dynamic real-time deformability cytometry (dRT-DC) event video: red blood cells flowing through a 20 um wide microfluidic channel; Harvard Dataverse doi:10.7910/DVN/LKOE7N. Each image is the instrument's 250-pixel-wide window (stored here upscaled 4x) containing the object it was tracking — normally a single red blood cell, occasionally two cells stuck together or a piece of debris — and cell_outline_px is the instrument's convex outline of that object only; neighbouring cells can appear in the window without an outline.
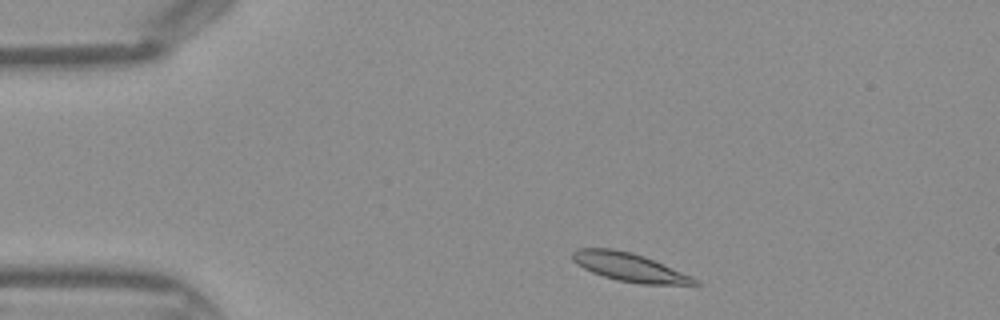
{"species": "Egyptian fruit bat (a non-hibernating species)", "species_latin": "Rousettus aegyptiacus", "temperature_condition": "warm", "stored_images_in_passage": 39, "camera_frame_rate_fps": 3000, "um_per_image_px": 0.085, "frame": {"image": 1, "passage_image": 3, "time_ms": 0.667, "image_size_px": [1000, 320], "cell_outline_px": [[700, 284], [640, 284], [616, 280], [592, 272], [576, 264], [572, 260], [572, 252], [576, 248], [612, 248], [632, 252], [644, 256], [692, 276], [700, 280]], "centroid_in_image_um": [53.48, 22.7], "position_along_channel_um": 31.5, "area_um2": 20.23}}
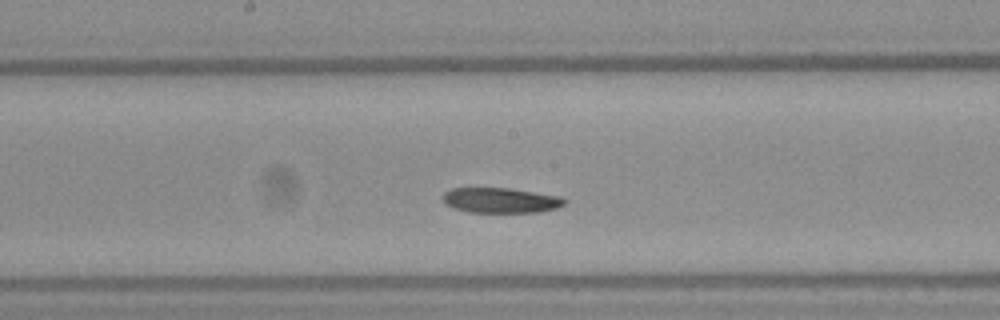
{"frame": {"image": 2, "passage_image": 18, "time_ms": 5.667, "image_size_px": [1000, 320], "cell_outline_px": [[568, 200], [564, 204], [556, 208], [540, 212], [468, 212], [444, 204], [440, 196], [444, 192], [452, 188], [508, 188], [564, 196]], "centroid_in_image_um": [42.57, 17.02], "position_along_channel_um": 205.6, "area_um2": 18.09}}
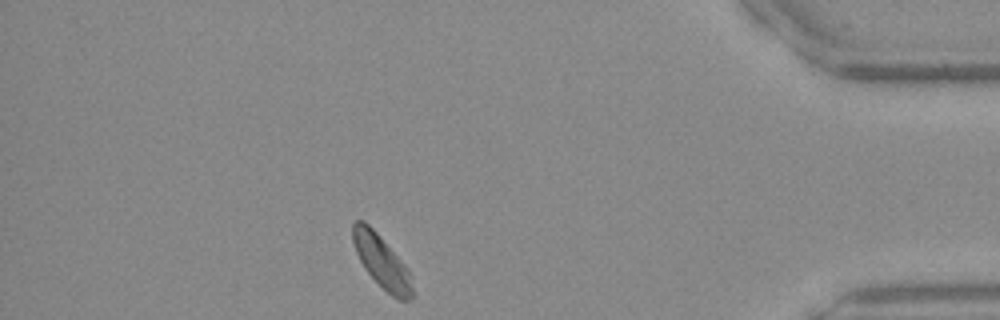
{"frame": {"image": 3, "passage_image": 34, "time_ms": 11.0, "image_size_px": [1000, 320], "cell_outline_px": [[416, 296], [408, 300], [396, 300], [364, 268], [356, 252], [352, 240], [352, 224], [356, 220], [364, 220], [376, 232], [408, 268], [412, 276]], "centroid_in_image_um": [32.49, 22.27], "position_along_channel_um": 402.7, "area_um2": 18.38}}